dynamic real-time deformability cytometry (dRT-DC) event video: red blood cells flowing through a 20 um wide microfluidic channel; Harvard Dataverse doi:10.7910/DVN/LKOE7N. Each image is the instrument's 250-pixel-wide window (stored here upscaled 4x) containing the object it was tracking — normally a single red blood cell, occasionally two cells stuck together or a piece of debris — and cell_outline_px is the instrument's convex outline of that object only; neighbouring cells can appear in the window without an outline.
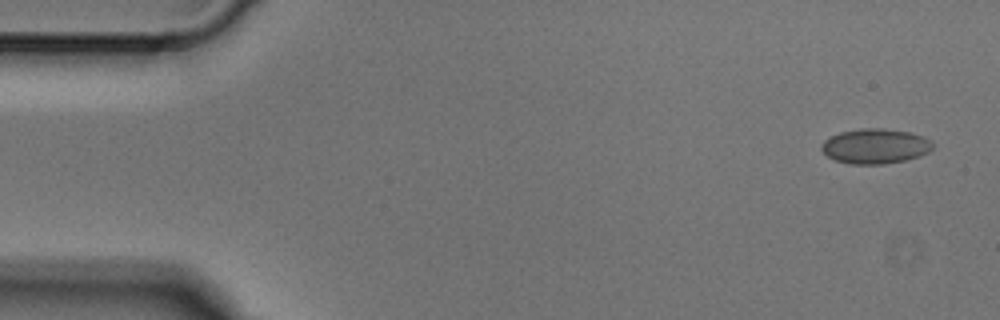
{"species": "Egyptian fruit bat (a non-hibernating species)", "species_latin": "Rousettus aegyptiacus", "temperature_condition": "cold", "stored_images_in_passage": 3, "segment_of_instrument_passage": [2, 2], "camera_frame_rate_fps": 3000, "um_per_image_px": 0.085, "animal": {"sex": "male"}, "frame": {"image": 1, "passage_image": 3, "time_ms": 0.667, "image_size_px": [1000, 320], "cell_outline_px": [[932, 148], [928, 152], [920, 156], [904, 160], [884, 164], [848, 164], [836, 160], [828, 156], [820, 148], [820, 144], [824, 140], [840, 132], [864, 128], [880, 128], [908, 132], [924, 136], [932, 140]], "centroid_in_image_um": [74.39, 12.43], "position_along_channel_um": 10.6, "area_um2": 22.6}}